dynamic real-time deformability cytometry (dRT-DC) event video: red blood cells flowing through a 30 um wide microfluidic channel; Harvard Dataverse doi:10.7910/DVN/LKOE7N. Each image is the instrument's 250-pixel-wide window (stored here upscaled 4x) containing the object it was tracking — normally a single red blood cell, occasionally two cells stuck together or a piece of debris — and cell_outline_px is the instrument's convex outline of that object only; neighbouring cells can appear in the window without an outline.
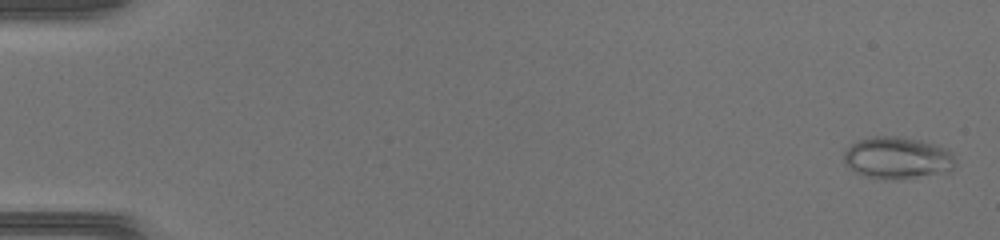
{"species": "common noctule bat (a hibernating species)", "species_latin": "Nyctalus noctula", "temperature_condition": "warm", "stored_images_in_passage": 47, "camera_frame_rate_fps": 3000, "um_per_image_px": 0.085, "animal": {"sex": "female", "body_mass_g": 17.0, "forearm_length_mm": 48.0}, "frame": {"image": 1, "passage_image": 2, "time_ms": 0.333, "image_size_px": [1000, 240], "cell_outline_px": [[956, 164], [948, 172], [896, 180], [892, 180], [868, 176], [856, 172], [844, 164], [844, 152], [856, 140], [872, 136], [896, 136], [920, 140], [936, 144], [952, 152]], "centroid_in_image_um": [76.29, 13.41], "position_along_channel_um": 8.7, "area_um2": 27.34}}
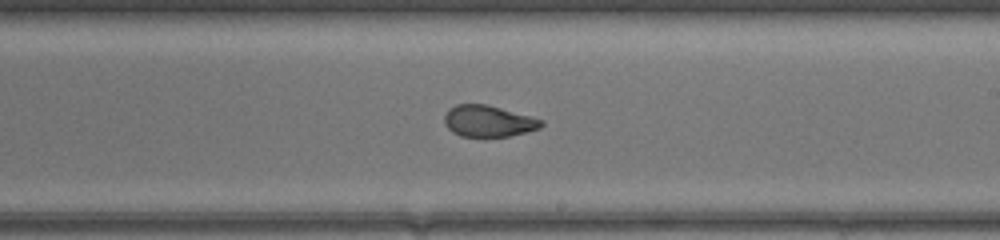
{"frame": {"image": 2, "passage_image": 29, "time_ms": 9.333, "image_size_px": [1000, 240], "cell_outline_px": [[544, 124], [540, 128], [508, 136], [460, 136], [452, 132], [444, 124], [444, 116], [448, 108], [456, 104], [484, 104], [500, 108], [544, 120]], "centroid_in_image_um": [41.47, 10.29], "position_along_channel_um": 247.5, "area_um2": 17.57}}
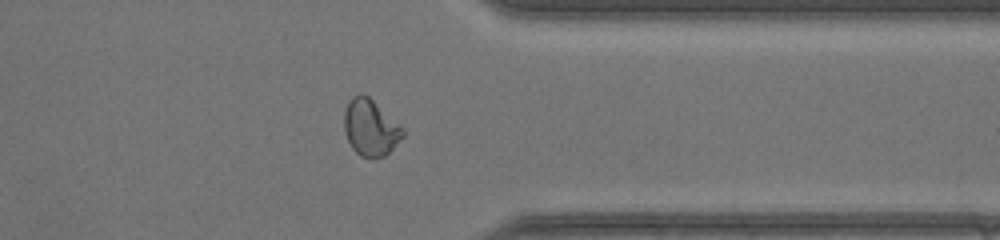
{"frame": {"image": 3, "passage_image": 38, "time_ms": 12.333, "image_size_px": [1000, 240], "cell_outline_px": [[404, 136], [384, 156], [372, 160], [360, 156], [352, 148], [348, 140], [344, 128], [344, 112], [348, 100], [352, 96], [360, 92], [368, 96], [400, 124], [404, 128]], "centroid_in_image_um": [31.48, 10.85], "position_along_channel_um": 379.9, "area_um2": 19.48}}